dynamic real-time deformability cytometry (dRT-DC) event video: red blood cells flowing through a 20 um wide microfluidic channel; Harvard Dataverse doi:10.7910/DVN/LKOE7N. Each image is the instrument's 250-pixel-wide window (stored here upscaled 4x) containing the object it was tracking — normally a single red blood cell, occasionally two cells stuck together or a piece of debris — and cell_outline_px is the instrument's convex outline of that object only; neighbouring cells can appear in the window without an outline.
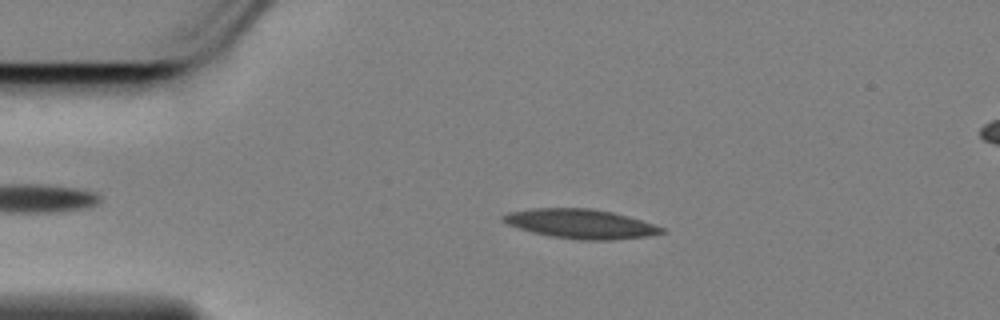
{"species": "Egyptian fruit bat (a non-hibernating species)", "species_latin": "Rousettus aegyptiacus", "temperature_condition": "cold", "stored_images_in_passage": 50, "camera_frame_rate_fps": 3000, "um_per_image_px": 0.085, "animal": {"sex": "female"}, "frame": {"image": 1, "passage_image": 10, "time_ms": 3.0, "image_size_px": [1000, 320], "cell_outline_px": [[664, 232], [648, 236], [612, 240], [580, 240], [552, 236], [532, 232], [508, 224], [500, 220], [500, 216], [508, 212], [532, 208], [592, 208], [612, 212], [628, 216], [664, 228]], "centroid_in_image_um": [49.32, 19.02], "position_along_channel_um": 35.7, "area_um2": 26.99}}
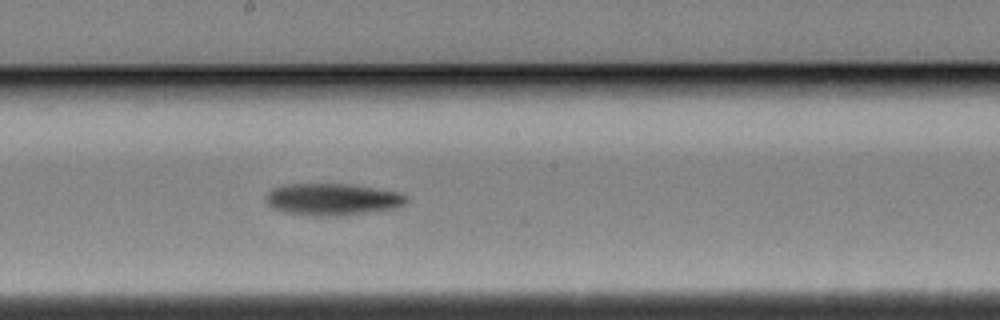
{"frame": {"image": 2, "passage_image": 29, "time_ms": 9.333, "image_size_px": [1000, 320], "cell_outline_px": [[408, 200], [400, 208], [336, 216], [308, 216], [284, 212], [272, 208], [264, 200], [264, 196], [272, 188], [288, 184], [352, 184], [400, 192], [408, 196]], "centroid_in_image_um": [28.26, 16.95], "position_along_channel_um": 219.9, "area_um2": 26.53}}
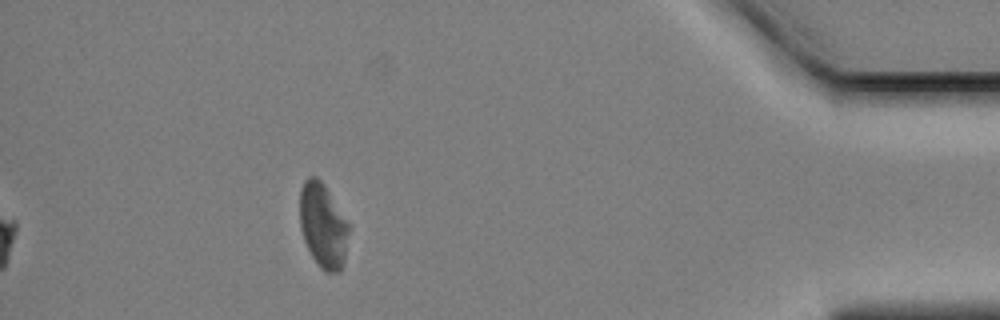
{"frame": {"image": 3, "passage_image": 50, "time_ms": 16.333, "image_size_px": [1000, 320], "cell_outline_px": [[352, 228], [344, 264], [340, 272], [324, 272], [320, 268], [312, 256], [304, 240], [300, 228], [300, 188], [304, 180], [308, 176], [316, 176], [324, 184]], "centroid_in_image_um": [27.49, 19.19], "position_along_channel_um": 407.7, "area_um2": 24.74}, "authors_computed_cell_mechanics": {"area_um2": 26.0389, "velocity_mm_per_s": 3.4224, "shape_relaxation_time_tau1_ms": 9.917, "shape_relaxation_time_tau2_ms": null, "deformation_change_tau1": 0.1666, "deformation_change_tau2": null}}